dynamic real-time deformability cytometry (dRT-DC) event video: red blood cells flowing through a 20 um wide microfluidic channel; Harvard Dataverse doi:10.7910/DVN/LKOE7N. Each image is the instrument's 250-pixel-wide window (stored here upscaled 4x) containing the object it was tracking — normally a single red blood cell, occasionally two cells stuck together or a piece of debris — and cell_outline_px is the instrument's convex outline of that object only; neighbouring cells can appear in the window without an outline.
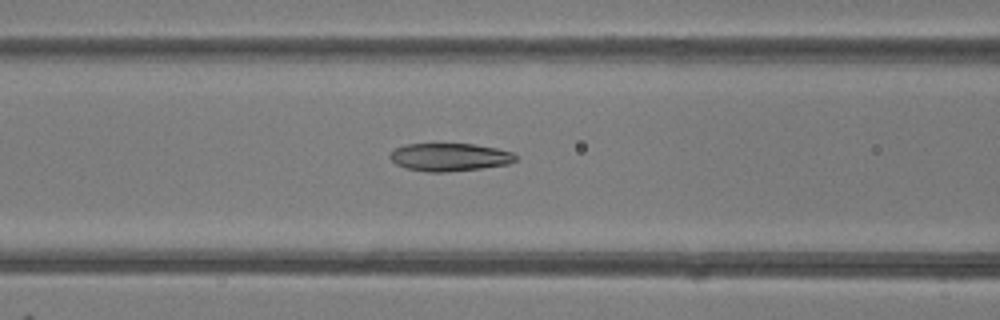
{"species": "common noctule bat (a hibernating species)", "species_latin": "Nyctalus noctula", "temperature_condition": "room temperature", "stored_images_in_passage": 49, "camera_frame_rate_fps": 3000, "um_per_image_px": 0.085, "animal": {"sex": "female"}, "frame": {"image": 1, "passage_image": 20, "time_ms": 6.333, "image_size_px": [1000, 320], "cell_outline_px": [[516, 160], [508, 164], [480, 168], [444, 172], [428, 172], [404, 168], [396, 164], [388, 156], [396, 148], [404, 144], [472, 144], [496, 148], [512, 152], [516, 156]], "centroid_in_image_um": [38.19, 13.35], "position_along_channel_um": 128.4, "area_um2": 20.29}}
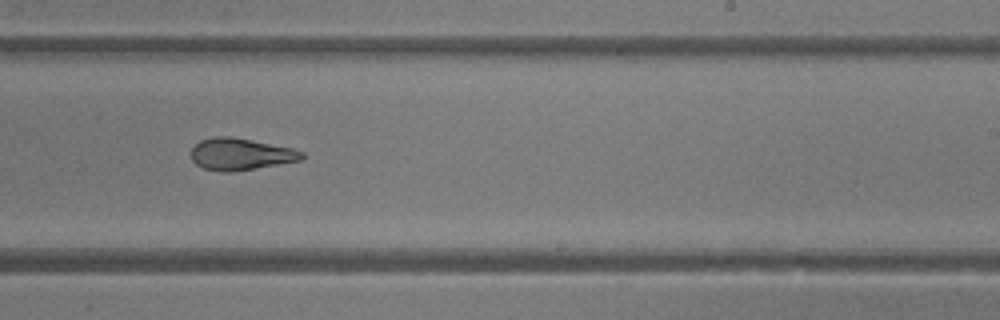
{"frame": {"image": 2, "passage_image": 30, "time_ms": 9.667, "image_size_px": [1000, 320], "cell_outline_px": [[304, 156], [300, 160], [232, 172], [220, 172], [204, 168], [196, 164], [192, 160], [192, 148], [200, 140], [212, 136], [232, 136], [292, 148], [304, 152]], "centroid_in_image_um": [20.42, 13.09], "position_along_channel_um": 268.6, "area_um2": 20.46}}
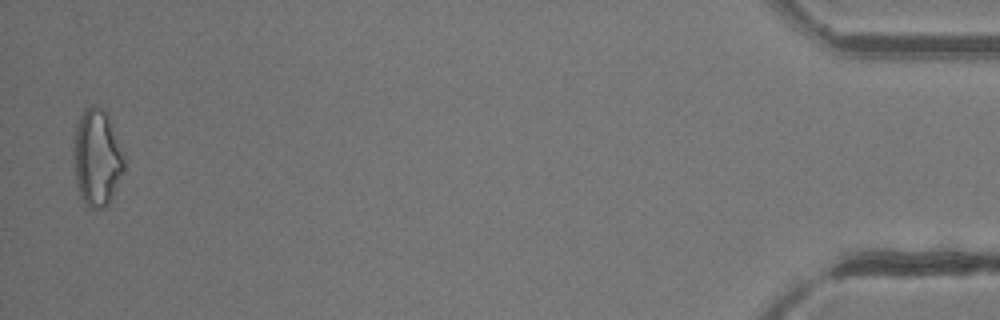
{"frame": {"image": 3, "passage_image": 48, "time_ms": 15.667, "image_size_px": [1000, 320], "cell_outline_px": [[124, 168], [112, 200], [104, 208], [88, 208], [84, 204], [80, 196], [76, 184], [72, 148], [76, 124], [84, 108], [92, 104], [96, 104], [104, 108], [112, 124], [124, 152]], "centroid_in_image_um": [8.23, 13.39], "position_along_channel_um": 427.0, "area_um2": 29.25}, "authors_computed_cell_mechanics": {"area_um2": 22.831, "velocity_mm_per_s": 4.2119, "shape_relaxation_time_tau1_ms": 6.2297, "shape_relaxation_time_tau2_ms": 2.9971, "deformation_change_tau1": 0.1709, "deformation_change_tau2": 0.1078}}